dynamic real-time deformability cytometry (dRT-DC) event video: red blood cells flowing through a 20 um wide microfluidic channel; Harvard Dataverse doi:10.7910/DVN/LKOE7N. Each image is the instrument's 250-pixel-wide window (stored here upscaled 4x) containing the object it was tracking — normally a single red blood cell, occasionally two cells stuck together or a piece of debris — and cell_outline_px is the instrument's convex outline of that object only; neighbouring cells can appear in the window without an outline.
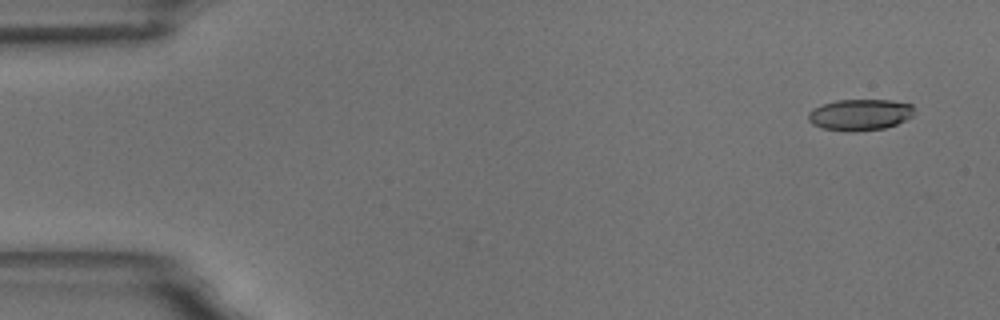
{"species": "common noctule bat (a hibernating species)", "species_latin": "Nyctalus noctula", "temperature_condition": "room temperature", "stored_images_in_passage": 4, "camera_frame_rate_fps": 3000, "um_per_image_px": 0.085, "animal": {"sex": "male", "body_mass_g": 18.8}, "frame": {"image": 1, "passage_image": 1, "time_ms": 0.0, "image_size_px": [1000, 320], "cell_outline_px": [[912, 116], [896, 124], [884, 128], [852, 132], [848, 132], [820, 128], [812, 124], [808, 120], [808, 112], [812, 108], [836, 100], [892, 100], [912, 104]], "centroid_in_image_um": [73.04, 9.75], "position_along_channel_um": 12.0, "area_um2": 19.36}}